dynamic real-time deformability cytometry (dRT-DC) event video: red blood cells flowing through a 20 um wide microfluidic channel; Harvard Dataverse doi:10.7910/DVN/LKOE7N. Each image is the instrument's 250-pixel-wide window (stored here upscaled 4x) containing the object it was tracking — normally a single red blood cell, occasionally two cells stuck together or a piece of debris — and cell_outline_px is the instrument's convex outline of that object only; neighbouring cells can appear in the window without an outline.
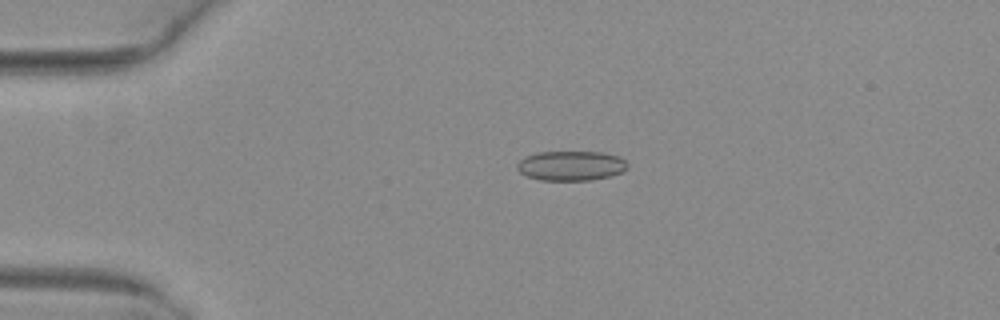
{"species": "common noctule bat (a hibernating species)", "species_latin": "Nyctalus noctula", "temperature_condition": "warm", "stored_images_in_passage": 2, "camera_frame_rate_fps": 3000, "um_per_image_px": 0.085, "animal": {"sex": "female", "body_mass_g": 29.2, "forearm_length_mm": 56.3}, "frame": {"image": 1, "passage_image": 1, "time_ms": 0.0, "image_size_px": [1000, 320], "cell_outline_px": [[628, 168], [624, 172], [612, 176], [592, 180], [540, 180], [528, 176], [520, 172], [516, 168], [516, 164], [524, 156], [536, 152], [604, 152], [620, 156], [628, 164]], "centroid_in_image_um": [48.57, 14.08], "position_along_channel_um": 36.4, "area_um2": 19.42}}